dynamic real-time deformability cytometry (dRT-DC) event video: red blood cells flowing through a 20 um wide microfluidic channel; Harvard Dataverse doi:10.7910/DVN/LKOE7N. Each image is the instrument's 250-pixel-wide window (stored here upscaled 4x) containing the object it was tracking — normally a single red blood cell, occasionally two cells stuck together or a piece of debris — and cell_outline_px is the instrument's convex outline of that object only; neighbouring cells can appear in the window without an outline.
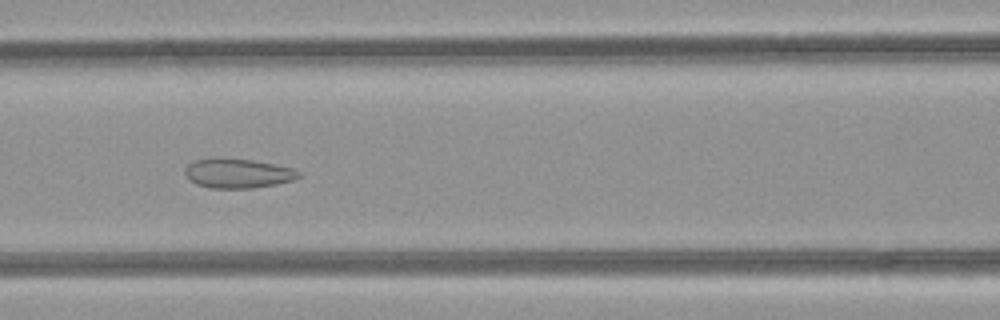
{"species": "common noctule bat (a hibernating species)", "species_latin": "Nyctalus noctula", "temperature_condition": "room temperature", "stored_images_in_passage": 49, "camera_frame_rate_fps": 3000, "um_per_image_px": 0.085, "animal": {"sex": "female", "body_mass_g": 21.9}, "frame": {"image": 1, "passage_image": 21, "time_ms": 6.667, "image_size_px": [1000, 320], "cell_outline_px": [[300, 176], [292, 180], [276, 184], [252, 188], [208, 188], [196, 184], [184, 172], [184, 168], [192, 160], [252, 160], [292, 168], [300, 172]], "centroid_in_image_um": [20.22, 14.76], "position_along_channel_um": 146.4, "area_um2": 18.84}}
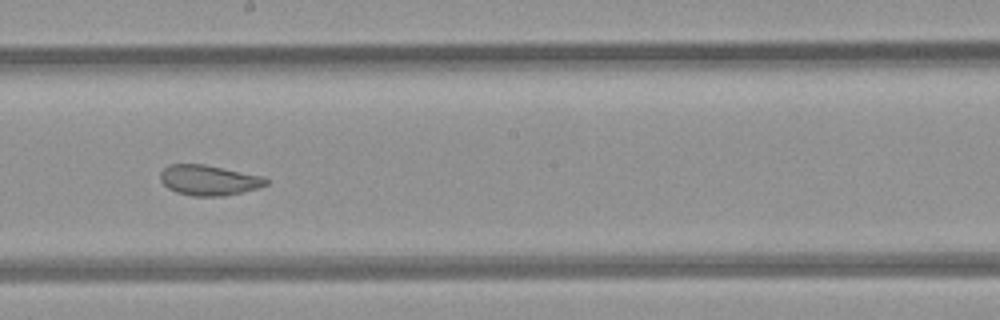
{"frame": {"image": 2, "passage_image": 27, "time_ms": 8.667, "image_size_px": [1000, 320], "cell_outline_px": [[268, 184], [256, 188], [224, 196], [192, 196], [176, 192], [168, 188], [160, 180], [160, 172], [168, 164], [204, 164], [264, 176], [268, 180]], "centroid_in_image_um": [17.73, 15.31], "position_along_channel_um": 230.5, "area_um2": 18.67}}
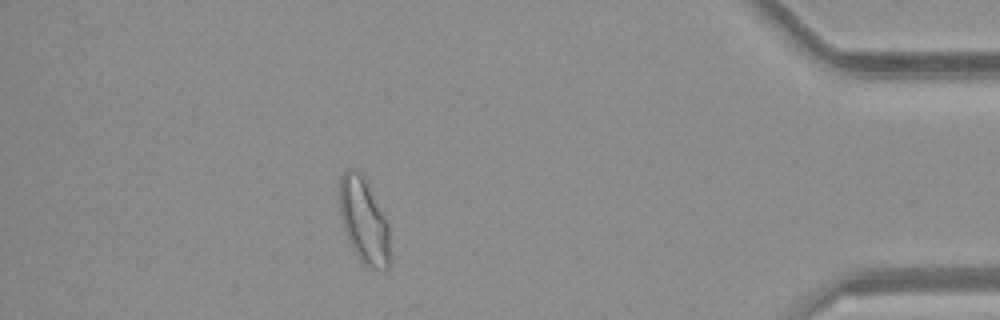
{"frame": {"image": 3, "passage_image": 43, "time_ms": 14.0, "image_size_px": [1000, 320], "cell_outline_px": [[388, 268], [364, 268], [352, 248], [348, 240], [340, 216], [340, 176], [348, 168], [356, 168], [360, 172], [388, 220]], "centroid_in_image_um": [30.91, 18.76], "position_along_channel_um": 404.3, "area_um2": 24.85}, "authors_computed_cell_mechanics": {"area_um2": 24.276, "velocity_mm_per_s": 4.2092, "shape_relaxation_time_tau1_ms": null, "shape_relaxation_time_tau2_ms": 0.9003, "deformation_change_tau1": null, "deformation_change_tau2": 0.0748}}